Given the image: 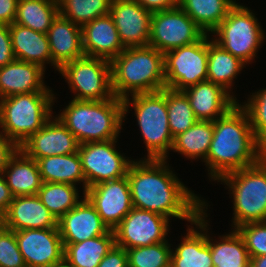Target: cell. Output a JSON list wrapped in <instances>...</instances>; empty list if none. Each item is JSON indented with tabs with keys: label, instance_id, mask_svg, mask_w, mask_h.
<instances>
[{
	"label": "cell",
	"instance_id": "obj_1",
	"mask_svg": "<svg viewBox=\"0 0 266 267\" xmlns=\"http://www.w3.org/2000/svg\"><path fill=\"white\" fill-rule=\"evenodd\" d=\"M168 166L167 160L152 159L134 160L130 164L127 178L132 206L192 225L205 210V201L190 191Z\"/></svg>",
	"mask_w": 266,
	"mask_h": 267
},
{
	"label": "cell",
	"instance_id": "obj_2",
	"mask_svg": "<svg viewBox=\"0 0 266 267\" xmlns=\"http://www.w3.org/2000/svg\"><path fill=\"white\" fill-rule=\"evenodd\" d=\"M214 133L205 159L208 176L224 175L257 164L266 148L256 139L247 111L237 103L224 116L213 121Z\"/></svg>",
	"mask_w": 266,
	"mask_h": 267
},
{
	"label": "cell",
	"instance_id": "obj_3",
	"mask_svg": "<svg viewBox=\"0 0 266 267\" xmlns=\"http://www.w3.org/2000/svg\"><path fill=\"white\" fill-rule=\"evenodd\" d=\"M110 64L111 88L117 98L166 88L164 53L154 47L125 48Z\"/></svg>",
	"mask_w": 266,
	"mask_h": 267
},
{
	"label": "cell",
	"instance_id": "obj_4",
	"mask_svg": "<svg viewBox=\"0 0 266 267\" xmlns=\"http://www.w3.org/2000/svg\"><path fill=\"white\" fill-rule=\"evenodd\" d=\"M56 117L79 144L117 139L125 121L123 99L113 96L104 101L71 100Z\"/></svg>",
	"mask_w": 266,
	"mask_h": 267
},
{
	"label": "cell",
	"instance_id": "obj_5",
	"mask_svg": "<svg viewBox=\"0 0 266 267\" xmlns=\"http://www.w3.org/2000/svg\"><path fill=\"white\" fill-rule=\"evenodd\" d=\"M55 98L53 92H31L0 99V133L20 147L52 118Z\"/></svg>",
	"mask_w": 266,
	"mask_h": 267
},
{
	"label": "cell",
	"instance_id": "obj_6",
	"mask_svg": "<svg viewBox=\"0 0 266 267\" xmlns=\"http://www.w3.org/2000/svg\"><path fill=\"white\" fill-rule=\"evenodd\" d=\"M131 97L132 99H123V118H126L129 106H133L147 148V158L144 159L167 160L174 139L169 128L166 88L157 92L134 94Z\"/></svg>",
	"mask_w": 266,
	"mask_h": 267
},
{
	"label": "cell",
	"instance_id": "obj_7",
	"mask_svg": "<svg viewBox=\"0 0 266 267\" xmlns=\"http://www.w3.org/2000/svg\"><path fill=\"white\" fill-rule=\"evenodd\" d=\"M218 182L233 196V224L237 227L266 221V155L252 166L230 172Z\"/></svg>",
	"mask_w": 266,
	"mask_h": 267
},
{
	"label": "cell",
	"instance_id": "obj_8",
	"mask_svg": "<svg viewBox=\"0 0 266 267\" xmlns=\"http://www.w3.org/2000/svg\"><path fill=\"white\" fill-rule=\"evenodd\" d=\"M257 17L248 7L236 3L212 32L213 40L227 52L243 61L252 62L260 49L265 34Z\"/></svg>",
	"mask_w": 266,
	"mask_h": 267
},
{
	"label": "cell",
	"instance_id": "obj_9",
	"mask_svg": "<svg viewBox=\"0 0 266 267\" xmlns=\"http://www.w3.org/2000/svg\"><path fill=\"white\" fill-rule=\"evenodd\" d=\"M59 73L75 94L73 100L104 101L114 96L108 60L83 56L64 64Z\"/></svg>",
	"mask_w": 266,
	"mask_h": 267
},
{
	"label": "cell",
	"instance_id": "obj_10",
	"mask_svg": "<svg viewBox=\"0 0 266 267\" xmlns=\"http://www.w3.org/2000/svg\"><path fill=\"white\" fill-rule=\"evenodd\" d=\"M208 34L199 41L164 53L166 88L183 91L207 81Z\"/></svg>",
	"mask_w": 266,
	"mask_h": 267
},
{
	"label": "cell",
	"instance_id": "obj_11",
	"mask_svg": "<svg viewBox=\"0 0 266 267\" xmlns=\"http://www.w3.org/2000/svg\"><path fill=\"white\" fill-rule=\"evenodd\" d=\"M205 32L179 7L154 12L148 46L162 53L199 41Z\"/></svg>",
	"mask_w": 266,
	"mask_h": 267
},
{
	"label": "cell",
	"instance_id": "obj_12",
	"mask_svg": "<svg viewBox=\"0 0 266 267\" xmlns=\"http://www.w3.org/2000/svg\"><path fill=\"white\" fill-rule=\"evenodd\" d=\"M117 140L79 144L78 154L87 188L127 176L133 160L118 152L115 147Z\"/></svg>",
	"mask_w": 266,
	"mask_h": 267
},
{
	"label": "cell",
	"instance_id": "obj_13",
	"mask_svg": "<svg viewBox=\"0 0 266 267\" xmlns=\"http://www.w3.org/2000/svg\"><path fill=\"white\" fill-rule=\"evenodd\" d=\"M170 219L155 212L132 208L113 229L115 244L124 249L167 241Z\"/></svg>",
	"mask_w": 266,
	"mask_h": 267
},
{
	"label": "cell",
	"instance_id": "obj_14",
	"mask_svg": "<svg viewBox=\"0 0 266 267\" xmlns=\"http://www.w3.org/2000/svg\"><path fill=\"white\" fill-rule=\"evenodd\" d=\"M26 267H51L64 260L58 228L14 231Z\"/></svg>",
	"mask_w": 266,
	"mask_h": 267
},
{
	"label": "cell",
	"instance_id": "obj_15",
	"mask_svg": "<svg viewBox=\"0 0 266 267\" xmlns=\"http://www.w3.org/2000/svg\"><path fill=\"white\" fill-rule=\"evenodd\" d=\"M85 197L110 230H113L133 208L127 176L91 186L86 189Z\"/></svg>",
	"mask_w": 266,
	"mask_h": 267
},
{
	"label": "cell",
	"instance_id": "obj_16",
	"mask_svg": "<svg viewBox=\"0 0 266 267\" xmlns=\"http://www.w3.org/2000/svg\"><path fill=\"white\" fill-rule=\"evenodd\" d=\"M109 14L125 48L148 46L153 13L135 0H112Z\"/></svg>",
	"mask_w": 266,
	"mask_h": 267
},
{
	"label": "cell",
	"instance_id": "obj_17",
	"mask_svg": "<svg viewBox=\"0 0 266 267\" xmlns=\"http://www.w3.org/2000/svg\"><path fill=\"white\" fill-rule=\"evenodd\" d=\"M19 148L28 157L37 160L54 155L74 154L78 152L79 142L56 116H52V119Z\"/></svg>",
	"mask_w": 266,
	"mask_h": 267
},
{
	"label": "cell",
	"instance_id": "obj_18",
	"mask_svg": "<svg viewBox=\"0 0 266 267\" xmlns=\"http://www.w3.org/2000/svg\"><path fill=\"white\" fill-rule=\"evenodd\" d=\"M57 227L62 243H80L110 231L86 197L57 221Z\"/></svg>",
	"mask_w": 266,
	"mask_h": 267
},
{
	"label": "cell",
	"instance_id": "obj_19",
	"mask_svg": "<svg viewBox=\"0 0 266 267\" xmlns=\"http://www.w3.org/2000/svg\"><path fill=\"white\" fill-rule=\"evenodd\" d=\"M57 221L37 194L14 197L0 218V223L13 231L58 228Z\"/></svg>",
	"mask_w": 266,
	"mask_h": 267
},
{
	"label": "cell",
	"instance_id": "obj_20",
	"mask_svg": "<svg viewBox=\"0 0 266 267\" xmlns=\"http://www.w3.org/2000/svg\"><path fill=\"white\" fill-rule=\"evenodd\" d=\"M206 204L207 202H205L206 210L193 222L195 228H199L200 231L188 226L186 236L181 238V243L174 248L175 251L172 249L170 267H214L207 242L209 224L205 220L208 217L205 212L208 207Z\"/></svg>",
	"mask_w": 266,
	"mask_h": 267
},
{
	"label": "cell",
	"instance_id": "obj_21",
	"mask_svg": "<svg viewBox=\"0 0 266 267\" xmlns=\"http://www.w3.org/2000/svg\"><path fill=\"white\" fill-rule=\"evenodd\" d=\"M183 92L190 101L195 117L203 121H215L239 101L222 86L210 81L189 86Z\"/></svg>",
	"mask_w": 266,
	"mask_h": 267
},
{
	"label": "cell",
	"instance_id": "obj_22",
	"mask_svg": "<svg viewBox=\"0 0 266 267\" xmlns=\"http://www.w3.org/2000/svg\"><path fill=\"white\" fill-rule=\"evenodd\" d=\"M81 33L85 56L111 62L125 49L110 14L83 25Z\"/></svg>",
	"mask_w": 266,
	"mask_h": 267
},
{
	"label": "cell",
	"instance_id": "obj_23",
	"mask_svg": "<svg viewBox=\"0 0 266 267\" xmlns=\"http://www.w3.org/2000/svg\"><path fill=\"white\" fill-rule=\"evenodd\" d=\"M47 36L55 70L59 71L64 64L85 56L81 27L60 14L52 21Z\"/></svg>",
	"mask_w": 266,
	"mask_h": 267
},
{
	"label": "cell",
	"instance_id": "obj_24",
	"mask_svg": "<svg viewBox=\"0 0 266 267\" xmlns=\"http://www.w3.org/2000/svg\"><path fill=\"white\" fill-rule=\"evenodd\" d=\"M44 72L41 66L15 59L0 67V99L31 92H52L44 84Z\"/></svg>",
	"mask_w": 266,
	"mask_h": 267
},
{
	"label": "cell",
	"instance_id": "obj_25",
	"mask_svg": "<svg viewBox=\"0 0 266 267\" xmlns=\"http://www.w3.org/2000/svg\"><path fill=\"white\" fill-rule=\"evenodd\" d=\"M2 174L14 197L36 195L43 184L36 160L20 148L10 157Z\"/></svg>",
	"mask_w": 266,
	"mask_h": 267
},
{
	"label": "cell",
	"instance_id": "obj_26",
	"mask_svg": "<svg viewBox=\"0 0 266 267\" xmlns=\"http://www.w3.org/2000/svg\"><path fill=\"white\" fill-rule=\"evenodd\" d=\"M9 30L15 59L37 64L43 69H45L46 63L52 65L47 34L34 31L17 23L9 25Z\"/></svg>",
	"mask_w": 266,
	"mask_h": 267
},
{
	"label": "cell",
	"instance_id": "obj_27",
	"mask_svg": "<svg viewBox=\"0 0 266 267\" xmlns=\"http://www.w3.org/2000/svg\"><path fill=\"white\" fill-rule=\"evenodd\" d=\"M43 182L72 184L83 182V197L87 189L78 152L44 157L36 160Z\"/></svg>",
	"mask_w": 266,
	"mask_h": 267
},
{
	"label": "cell",
	"instance_id": "obj_28",
	"mask_svg": "<svg viewBox=\"0 0 266 267\" xmlns=\"http://www.w3.org/2000/svg\"><path fill=\"white\" fill-rule=\"evenodd\" d=\"M114 245L113 230L80 243H63L64 260L71 267H97Z\"/></svg>",
	"mask_w": 266,
	"mask_h": 267
},
{
	"label": "cell",
	"instance_id": "obj_29",
	"mask_svg": "<svg viewBox=\"0 0 266 267\" xmlns=\"http://www.w3.org/2000/svg\"><path fill=\"white\" fill-rule=\"evenodd\" d=\"M209 38L208 34L207 81L216 83L231 93L234 79L246 64Z\"/></svg>",
	"mask_w": 266,
	"mask_h": 267
},
{
	"label": "cell",
	"instance_id": "obj_30",
	"mask_svg": "<svg viewBox=\"0 0 266 267\" xmlns=\"http://www.w3.org/2000/svg\"><path fill=\"white\" fill-rule=\"evenodd\" d=\"M236 0H179L178 6L205 32L211 34Z\"/></svg>",
	"mask_w": 266,
	"mask_h": 267
},
{
	"label": "cell",
	"instance_id": "obj_31",
	"mask_svg": "<svg viewBox=\"0 0 266 267\" xmlns=\"http://www.w3.org/2000/svg\"><path fill=\"white\" fill-rule=\"evenodd\" d=\"M210 239L207 235V242L210 246V253L214 267H249L250 257L244 240L236 229L230 234L221 235L219 241Z\"/></svg>",
	"mask_w": 266,
	"mask_h": 267
},
{
	"label": "cell",
	"instance_id": "obj_32",
	"mask_svg": "<svg viewBox=\"0 0 266 267\" xmlns=\"http://www.w3.org/2000/svg\"><path fill=\"white\" fill-rule=\"evenodd\" d=\"M213 121H197L192 127L174 138L172 149L188 159L207 158L213 138Z\"/></svg>",
	"mask_w": 266,
	"mask_h": 267
},
{
	"label": "cell",
	"instance_id": "obj_33",
	"mask_svg": "<svg viewBox=\"0 0 266 267\" xmlns=\"http://www.w3.org/2000/svg\"><path fill=\"white\" fill-rule=\"evenodd\" d=\"M58 14V0H18L14 23L47 34Z\"/></svg>",
	"mask_w": 266,
	"mask_h": 267
},
{
	"label": "cell",
	"instance_id": "obj_34",
	"mask_svg": "<svg viewBox=\"0 0 266 267\" xmlns=\"http://www.w3.org/2000/svg\"><path fill=\"white\" fill-rule=\"evenodd\" d=\"M76 188L72 184L43 182L37 195L51 214L59 220L81 201Z\"/></svg>",
	"mask_w": 266,
	"mask_h": 267
},
{
	"label": "cell",
	"instance_id": "obj_35",
	"mask_svg": "<svg viewBox=\"0 0 266 267\" xmlns=\"http://www.w3.org/2000/svg\"><path fill=\"white\" fill-rule=\"evenodd\" d=\"M112 0H58L59 14L82 27L109 14Z\"/></svg>",
	"mask_w": 266,
	"mask_h": 267
},
{
	"label": "cell",
	"instance_id": "obj_36",
	"mask_svg": "<svg viewBox=\"0 0 266 267\" xmlns=\"http://www.w3.org/2000/svg\"><path fill=\"white\" fill-rule=\"evenodd\" d=\"M166 104L169 128L173 139L199 121L195 117L190 101L183 91L166 88Z\"/></svg>",
	"mask_w": 266,
	"mask_h": 267
},
{
	"label": "cell",
	"instance_id": "obj_37",
	"mask_svg": "<svg viewBox=\"0 0 266 267\" xmlns=\"http://www.w3.org/2000/svg\"><path fill=\"white\" fill-rule=\"evenodd\" d=\"M171 244L167 241L126 249L128 267H170Z\"/></svg>",
	"mask_w": 266,
	"mask_h": 267
},
{
	"label": "cell",
	"instance_id": "obj_38",
	"mask_svg": "<svg viewBox=\"0 0 266 267\" xmlns=\"http://www.w3.org/2000/svg\"><path fill=\"white\" fill-rule=\"evenodd\" d=\"M241 106L249 115L256 139L266 148V88L252 93Z\"/></svg>",
	"mask_w": 266,
	"mask_h": 267
},
{
	"label": "cell",
	"instance_id": "obj_39",
	"mask_svg": "<svg viewBox=\"0 0 266 267\" xmlns=\"http://www.w3.org/2000/svg\"><path fill=\"white\" fill-rule=\"evenodd\" d=\"M236 230L243 238L250 258L266 255V221L243 224Z\"/></svg>",
	"mask_w": 266,
	"mask_h": 267
},
{
	"label": "cell",
	"instance_id": "obj_40",
	"mask_svg": "<svg viewBox=\"0 0 266 267\" xmlns=\"http://www.w3.org/2000/svg\"><path fill=\"white\" fill-rule=\"evenodd\" d=\"M0 267H26L15 232L0 223Z\"/></svg>",
	"mask_w": 266,
	"mask_h": 267
},
{
	"label": "cell",
	"instance_id": "obj_41",
	"mask_svg": "<svg viewBox=\"0 0 266 267\" xmlns=\"http://www.w3.org/2000/svg\"><path fill=\"white\" fill-rule=\"evenodd\" d=\"M15 60L9 25L0 24V67Z\"/></svg>",
	"mask_w": 266,
	"mask_h": 267
},
{
	"label": "cell",
	"instance_id": "obj_42",
	"mask_svg": "<svg viewBox=\"0 0 266 267\" xmlns=\"http://www.w3.org/2000/svg\"><path fill=\"white\" fill-rule=\"evenodd\" d=\"M97 267H128L126 249L115 244Z\"/></svg>",
	"mask_w": 266,
	"mask_h": 267
},
{
	"label": "cell",
	"instance_id": "obj_43",
	"mask_svg": "<svg viewBox=\"0 0 266 267\" xmlns=\"http://www.w3.org/2000/svg\"><path fill=\"white\" fill-rule=\"evenodd\" d=\"M18 146L0 133V173L7 167L10 157L18 150Z\"/></svg>",
	"mask_w": 266,
	"mask_h": 267
},
{
	"label": "cell",
	"instance_id": "obj_44",
	"mask_svg": "<svg viewBox=\"0 0 266 267\" xmlns=\"http://www.w3.org/2000/svg\"><path fill=\"white\" fill-rule=\"evenodd\" d=\"M18 0H0V24L11 25L17 14Z\"/></svg>",
	"mask_w": 266,
	"mask_h": 267
},
{
	"label": "cell",
	"instance_id": "obj_45",
	"mask_svg": "<svg viewBox=\"0 0 266 267\" xmlns=\"http://www.w3.org/2000/svg\"><path fill=\"white\" fill-rule=\"evenodd\" d=\"M151 13L170 10L178 6L179 0H135Z\"/></svg>",
	"mask_w": 266,
	"mask_h": 267
},
{
	"label": "cell",
	"instance_id": "obj_46",
	"mask_svg": "<svg viewBox=\"0 0 266 267\" xmlns=\"http://www.w3.org/2000/svg\"><path fill=\"white\" fill-rule=\"evenodd\" d=\"M13 194L8 187L6 180L2 173H0V218L8 210L10 203L13 201Z\"/></svg>",
	"mask_w": 266,
	"mask_h": 267
},
{
	"label": "cell",
	"instance_id": "obj_47",
	"mask_svg": "<svg viewBox=\"0 0 266 267\" xmlns=\"http://www.w3.org/2000/svg\"><path fill=\"white\" fill-rule=\"evenodd\" d=\"M249 267H266V255L250 258Z\"/></svg>",
	"mask_w": 266,
	"mask_h": 267
},
{
	"label": "cell",
	"instance_id": "obj_48",
	"mask_svg": "<svg viewBox=\"0 0 266 267\" xmlns=\"http://www.w3.org/2000/svg\"><path fill=\"white\" fill-rule=\"evenodd\" d=\"M51 267H71L65 260H63L61 263L53 265Z\"/></svg>",
	"mask_w": 266,
	"mask_h": 267
}]
</instances>
